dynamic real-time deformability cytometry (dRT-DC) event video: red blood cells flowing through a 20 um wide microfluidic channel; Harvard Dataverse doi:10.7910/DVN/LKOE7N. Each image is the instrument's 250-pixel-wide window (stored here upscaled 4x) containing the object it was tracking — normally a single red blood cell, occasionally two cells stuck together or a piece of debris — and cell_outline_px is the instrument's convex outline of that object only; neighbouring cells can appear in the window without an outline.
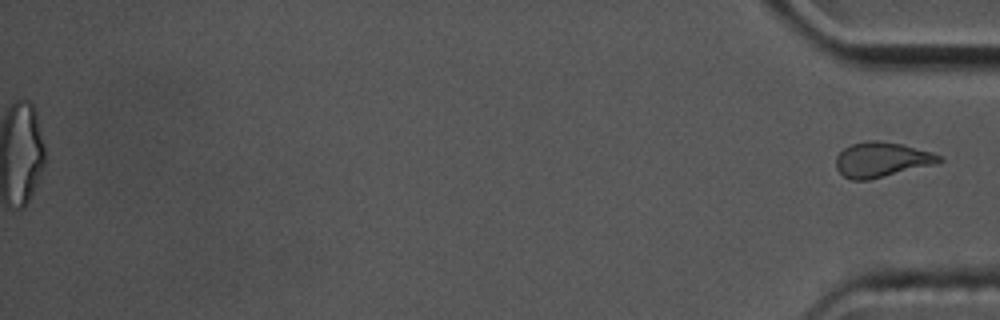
{"species": "common noctule bat (a hibernating species)", "species_latin": "Nyctalus noctula", "temperature_condition": "cold", "stored_images_in_passage": 57, "segment_of_instrument_passage": [2, 2], "camera_frame_rate_fps": 3000, "um_per_image_px": 0.085, "animal": {"sex": "male", "body_mass_g": 17.5, "forearm_length_mm": 52.3}, "frame": {"image": 1, "passage_image": 57, "time_ms": 18.667, "image_size_px": [1000, 320], "cell_outline_px": [[944, 160], [936, 164], [868, 180], [852, 180], [844, 176], [836, 168], [836, 156], [844, 148], [852, 144], [868, 140], [880, 140], [900, 144], [932, 152], [940, 156]], "centroid_in_image_um": [74.93, 13.57], "position_along_channel_um": 360.3, "area_um2": 20.92}}